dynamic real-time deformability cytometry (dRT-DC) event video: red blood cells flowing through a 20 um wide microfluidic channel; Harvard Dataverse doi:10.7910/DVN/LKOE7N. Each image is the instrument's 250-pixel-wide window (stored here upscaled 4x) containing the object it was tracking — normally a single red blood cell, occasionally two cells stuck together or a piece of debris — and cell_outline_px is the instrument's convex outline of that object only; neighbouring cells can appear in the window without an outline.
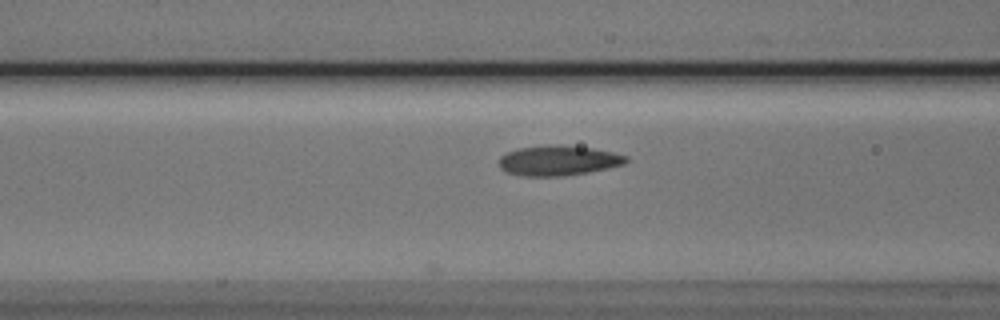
{"species": "Egyptian fruit bat (a non-hibernating species)", "species_latin": "Rousettus aegyptiacus", "temperature_condition": "cold", "stored_images_in_passage": 7, "camera_frame_rate_fps": 3000, "um_per_image_px": 0.085, "animal": {"sex": "male"}, "frame": {"image": 1, "passage_image": 7, "time_ms": 2.0, "image_size_px": [1000, 320], "cell_outline_px": [[628, 160], [624, 164], [608, 168], [588, 172], [560, 176], [520, 176], [504, 172], [500, 168], [500, 156], [516, 148], [548, 144], [560, 144], [592, 148], [612, 152], [628, 156]], "centroid_in_image_um": [47.43, 13.63], "position_along_channel_um": 119.2, "area_um2": 22.48}}